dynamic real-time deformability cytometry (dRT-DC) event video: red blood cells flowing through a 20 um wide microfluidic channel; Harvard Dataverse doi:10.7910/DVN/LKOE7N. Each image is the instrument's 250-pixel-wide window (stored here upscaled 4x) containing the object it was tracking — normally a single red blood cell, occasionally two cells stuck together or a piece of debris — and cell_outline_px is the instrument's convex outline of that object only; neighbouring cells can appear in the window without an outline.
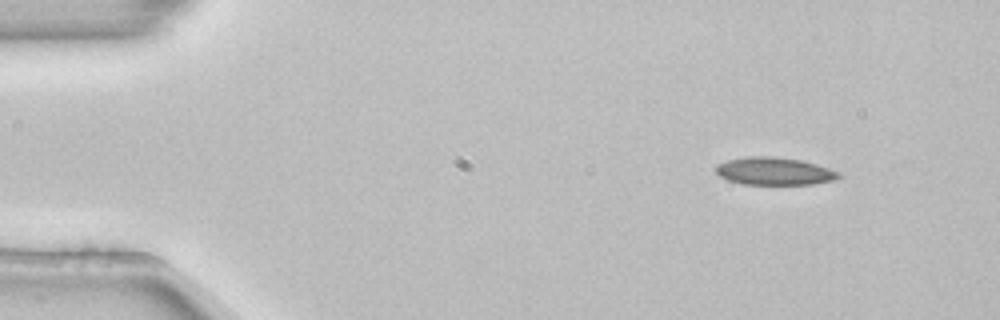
{"species": "common noctule bat (a hibernating species)", "species_latin": "Nyctalus noctula", "temperature_condition": "room temperature", "stored_images_in_passage": 3, "camera_frame_rate_fps": 3000, "um_per_image_px": 0.085, "animal": {"sex": "female", "body_mass_g": 22.7, "forearm_length_mm": 54.2}, "frame": {"image": 1, "passage_image": 1, "time_ms": 0.0, "image_size_px": [1000, 320], "cell_outline_px": [[844, 176], [832, 180], [812, 184], [744, 184], [728, 180], [720, 176], [716, 172], [716, 164], [728, 160], [752, 156], [768, 156], [800, 160], [816, 164], [840, 172]], "centroid_in_image_um": [65.83, 14.55], "position_along_channel_um": 19.2, "area_um2": 19.59}}
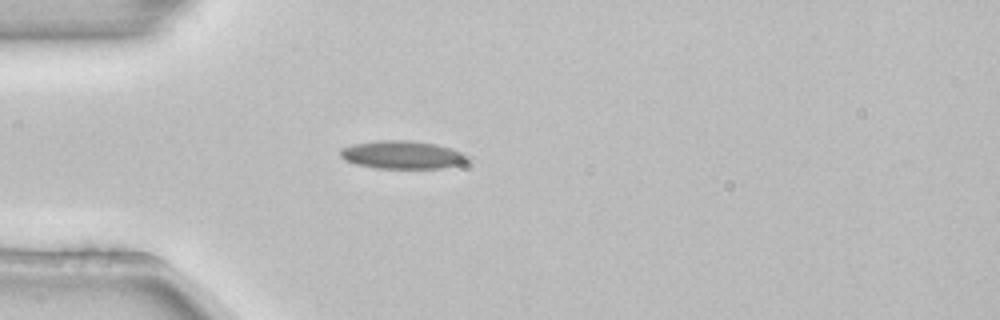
{"frame": {"image": 2, "passage_image": 3, "time_ms": 0.667, "image_size_px": [1000, 320], "cell_outline_px": [[472, 160], [464, 164], [444, 168], [376, 168], [356, 164], [344, 160], [340, 156], [340, 148], [356, 144], [380, 140], [408, 140], [436, 144], [464, 152], [472, 156]], "centroid_in_image_um": [34.29, 13.17], "position_along_channel_um": 50.7, "area_um2": 21.1}}